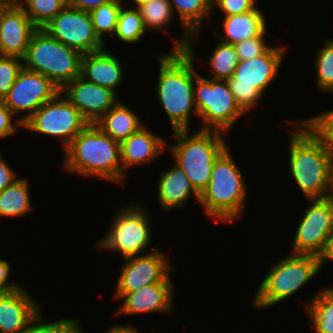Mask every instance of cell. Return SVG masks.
<instances>
[{"instance_id": "1", "label": "cell", "mask_w": 333, "mask_h": 333, "mask_svg": "<svg viewBox=\"0 0 333 333\" xmlns=\"http://www.w3.org/2000/svg\"><path fill=\"white\" fill-rule=\"evenodd\" d=\"M289 134L288 158L291 173L299 191L306 199L329 196L333 174V156L324 142L303 120H292Z\"/></svg>"}, {"instance_id": "2", "label": "cell", "mask_w": 333, "mask_h": 333, "mask_svg": "<svg viewBox=\"0 0 333 333\" xmlns=\"http://www.w3.org/2000/svg\"><path fill=\"white\" fill-rule=\"evenodd\" d=\"M159 62L155 95L173 131L190 128L191 114L198 119L194 98V57L187 50H172Z\"/></svg>"}, {"instance_id": "3", "label": "cell", "mask_w": 333, "mask_h": 333, "mask_svg": "<svg viewBox=\"0 0 333 333\" xmlns=\"http://www.w3.org/2000/svg\"><path fill=\"white\" fill-rule=\"evenodd\" d=\"M63 152L62 171L123 185L120 142L112 139L96 124H88Z\"/></svg>"}, {"instance_id": "4", "label": "cell", "mask_w": 333, "mask_h": 333, "mask_svg": "<svg viewBox=\"0 0 333 333\" xmlns=\"http://www.w3.org/2000/svg\"><path fill=\"white\" fill-rule=\"evenodd\" d=\"M242 171L229 147L214 162L211 180L198 202L214 222L230 223L244 212L248 188Z\"/></svg>"}, {"instance_id": "5", "label": "cell", "mask_w": 333, "mask_h": 333, "mask_svg": "<svg viewBox=\"0 0 333 333\" xmlns=\"http://www.w3.org/2000/svg\"><path fill=\"white\" fill-rule=\"evenodd\" d=\"M190 133V129L173 131L176 144H167L170 146L167 149L194 189L201 194L211 180L214 162L228 148V144L224 139L226 134L217 131Z\"/></svg>"}, {"instance_id": "6", "label": "cell", "mask_w": 333, "mask_h": 333, "mask_svg": "<svg viewBox=\"0 0 333 333\" xmlns=\"http://www.w3.org/2000/svg\"><path fill=\"white\" fill-rule=\"evenodd\" d=\"M319 271L316 255L289 253L272 264L255 291L252 306L263 310L279 304L309 284Z\"/></svg>"}, {"instance_id": "7", "label": "cell", "mask_w": 333, "mask_h": 333, "mask_svg": "<svg viewBox=\"0 0 333 333\" xmlns=\"http://www.w3.org/2000/svg\"><path fill=\"white\" fill-rule=\"evenodd\" d=\"M194 42L186 49L194 57V98L202 127L198 130L217 131L228 135L246 113L239 107L226 80L202 76L195 68Z\"/></svg>"}, {"instance_id": "8", "label": "cell", "mask_w": 333, "mask_h": 333, "mask_svg": "<svg viewBox=\"0 0 333 333\" xmlns=\"http://www.w3.org/2000/svg\"><path fill=\"white\" fill-rule=\"evenodd\" d=\"M82 54L37 29L30 40L23 67L49 78L60 90L80 76Z\"/></svg>"}, {"instance_id": "9", "label": "cell", "mask_w": 333, "mask_h": 333, "mask_svg": "<svg viewBox=\"0 0 333 333\" xmlns=\"http://www.w3.org/2000/svg\"><path fill=\"white\" fill-rule=\"evenodd\" d=\"M286 46H271L264 54L239 61L233 76L226 80L239 107L245 112L254 110L266 89L274 82L282 62Z\"/></svg>"}, {"instance_id": "10", "label": "cell", "mask_w": 333, "mask_h": 333, "mask_svg": "<svg viewBox=\"0 0 333 333\" xmlns=\"http://www.w3.org/2000/svg\"><path fill=\"white\" fill-rule=\"evenodd\" d=\"M133 202L120 208L108 227L106 236L94 245L98 249L108 252H117L123 259L141 255L144 250L151 247L154 251L157 246L151 243V217L145 205Z\"/></svg>"}, {"instance_id": "11", "label": "cell", "mask_w": 333, "mask_h": 333, "mask_svg": "<svg viewBox=\"0 0 333 333\" xmlns=\"http://www.w3.org/2000/svg\"><path fill=\"white\" fill-rule=\"evenodd\" d=\"M87 125L82 114L60 91L23 123V129L42 136L58 137L65 150Z\"/></svg>"}, {"instance_id": "12", "label": "cell", "mask_w": 333, "mask_h": 333, "mask_svg": "<svg viewBox=\"0 0 333 333\" xmlns=\"http://www.w3.org/2000/svg\"><path fill=\"white\" fill-rule=\"evenodd\" d=\"M307 201L309 206L298 221L290 252L317 256L333 234V205L328 197Z\"/></svg>"}, {"instance_id": "13", "label": "cell", "mask_w": 333, "mask_h": 333, "mask_svg": "<svg viewBox=\"0 0 333 333\" xmlns=\"http://www.w3.org/2000/svg\"><path fill=\"white\" fill-rule=\"evenodd\" d=\"M60 91L46 76L23 67L2 102L15 116L26 112L18 118L24 123Z\"/></svg>"}, {"instance_id": "14", "label": "cell", "mask_w": 333, "mask_h": 333, "mask_svg": "<svg viewBox=\"0 0 333 333\" xmlns=\"http://www.w3.org/2000/svg\"><path fill=\"white\" fill-rule=\"evenodd\" d=\"M159 248L146 254L125 258L116 281L115 293H128L154 283H172L171 266L168 255Z\"/></svg>"}, {"instance_id": "15", "label": "cell", "mask_w": 333, "mask_h": 333, "mask_svg": "<svg viewBox=\"0 0 333 333\" xmlns=\"http://www.w3.org/2000/svg\"><path fill=\"white\" fill-rule=\"evenodd\" d=\"M43 29L82 55L106 46L95 33L89 12L69 6L63 8Z\"/></svg>"}, {"instance_id": "16", "label": "cell", "mask_w": 333, "mask_h": 333, "mask_svg": "<svg viewBox=\"0 0 333 333\" xmlns=\"http://www.w3.org/2000/svg\"><path fill=\"white\" fill-rule=\"evenodd\" d=\"M61 92L88 124H96L119 101V94L113 90L89 82L81 76L67 84Z\"/></svg>"}, {"instance_id": "17", "label": "cell", "mask_w": 333, "mask_h": 333, "mask_svg": "<svg viewBox=\"0 0 333 333\" xmlns=\"http://www.w3.org/2000/svg\"><path fill=\"white\" fill-rule=\"evenodd\" d=\"M174 283H154L128 293H113L121 299L116 310L118 315H141L145 313L171 314L174 304Z\"/></svg>"}, {"instance_id": "18", "label": "cell", "mask_w": 333, "mask_h": 333, "mask_svg": "<svg viewBox=\"0 0 333 333\" xmlns=\"http://www.w3.org/2000/svg\"><path fill=\"white\" fill-rule=\"evenodd\" d=\"M37 29L14 1L0 16V55L23 58Z\"/></svg>"}, {"instance_id": "19", "label": "cell", "mask_w": 333, "mask_h": 333, "mask_svg": "<svg viewBox=\"0 0 333 333\" xmlns=\"http://www.w3.org/2000/svg\"><path fill=\"white\" fill-rule=\"evenodd\" d=\"M23 286L0 293V333H24L42 309Z\"/></svg>"}, {"instance_id": "20", "label": "cell", "mask_w": 333, "mask_h": 333, "mask_svg": "<svg viewBox=\"0 0 333 333\" xmlns=\"http://www.w3.org/2000/svg\"><path fill=\"white\" fill-rule=\"evenodd\" d=\"M167 141L146 125L120 142V158L123 169V184L127 169L154 161L167 151ZM166 150V151H165Z\"/></svg>"}, {"instance_id": "21", "label": "cell", "mask_w": 333, "mask_h": 333, "mask_svg": "<svg viewBox=\"0 0 333 333\" xmlns=\"http://www.w3.org/2000/svg\"><path fill=\"white\" fill-rule=\"evenodd\" d=\"M124 73L120 59L106 48L82 55L80 76L117 94V87L123 84Z\"/></svg>"}, {"instance_id": "22", "label": "cell", "mask_w": 333, "mask_h": 333, "mask_svg": "<svg viewBox=\"0 0 333 333\" xmlns=\"http://www.w3.org/2000/svg\"><path fill=\"white\" fill-rule=\"evenodd\" d=\"M159 176L158 185H156L157 200L164 211L183 209L191 196L199 202L200 194L177 163H174L167 171H161Z\"/></svg>"}, {"instance_id": "23", "label": "cell", "mask_w": 333, "mask_h": 333, "mask_svg": "<svg viewBox=\"0 0 333 333\" xmlns=\"http://www.w3.org/2000/svg\"><path fill=\"white\" fill-rule=\"evenodd\" d=\"M174 14H178L183 36L174 42L172 50H186L189 42L199 40L202 22L212 19V0H169ZM176 11V12H175ZM204 20V21H203Z\"/></svg>"}, {"instance_id": "24", "label": "cell", "mask_w": 333, "mask_h": 333, "mask_svg": "<svg viewBox=\"0 0 333 333\" xmlns=\"http://www.w3.org/2000/svg\"><path fill=\"white\" fill-rule=\"evenodd\" d=\"M223 18L221 24L223 36L219 37L216 33L213 35L217 41L227 44L235 45L246 39L257 37L267 28V18L257 6L252 11Z\"/></svg>"}, {"instance_id": "25", "label": "cell", "mask_w": 333, "mask_h": 333, "mask_svg": "<svg viewBox=\"0 0 333 333\" xmlns=\"http://www.w3.org/2000/svg\"><path fill=\"white\" fill-rule=\"evenodd\" d=\"M141 121L135 111L118 101L96 125L112 139L121 142L144 126Z\"/></svg>"}, {"instance_id": "26", "label": "cell", "mask_w": 333, "mask_h": 333, "mask_svg": "<svg viewBox=\"0 0 333 333\" xmlns=\"http://www.w3.org/2000/svg\"><path fill=\"white\" fill-rule=\"evenodd\" d=\"M29 185V181L21 177L0 192L1 217L22 218L31 212L33 205Z\"/></svg>"}, {"instance_id": "27", "label": "cell", "mask_w": 333, "mask_h": 333, "mask_svg": "<svg viewBox=\"0 0 333 333\" xmlns=\"http://www.w3.org/2000/svg\"><path fill=\"white\" fill-rule=\"evenodd\" d=\"M304 303L314 332L333 333V287L322 288Z\"/></svg>"}, {"instance_id": "28", "label": "cell", "mask_w": 333, "mask_h": 333, "mask_svg": "<svg viewBox=\"0 0 333 333\" xmlns=\"http://www.w3.org/2000/svg\"><path fill=\"white\" fill-rule=\"evenodd\" d=\"M218 42L208 59L209 78L228 80L233 76L235 68L239 64L238 54L234 45Z\"/></svg>"}, {"instance_id": "29", "label": "cell", "mask_w": 333, "mask_h": 333, "mask_svg": "<svg viewBox=\"0 0 333 333\" xmlns=\"http://www.w3.org/2000/svg\"><path fill=\"white\" fill-rule=\"evenodd\" d=\"M126 6L128 4H124L119 12L116 30L113 35L120 42H123L122 44H137L143 39L147 30L143 24L139 10L134 7L126 8Z\"/></svg>"}, {"instance_id": "30", "label": "cell", "mask_w": 333, "mask_h": 333, "mask_svg": "<svg viewBox=\"0 0 333 333\" xmlns=\"http://www.w3.org/2000/svg\"><path fill=\"white\" fill-rule=\"evenodd\" d=\"M15 2L38 29H43L67 6L66 0H15Z\"/></svg>"}, {"instance_id": "31", "label": "cell", "mask_w": 333, "mask_h": 333, "mask_svg": "<svg viewBox=\"0 0 333 333\" xmlns=\"http://www.w3.org/2000/svg\"><path fill=\"white\" fill-rule=\"evenodd\" d=\"M124 4H126L124 0H112L89 12L94 31L104 44H106L105 36L108 34L113 36L119 12Z\"/></svg>"}, {"instance_id": "32", "label": "cell", "mask_w": 333, "mask_h": 333, "mask_svg": "<svg viewBox=\"0 0 333 333\" xmlns=\"http://www.w3.org/2000/svg\"><path fill=\"white\" fill-rule=\"evenodd\" d=\"M137 9L147 31L159 29L166 33L165 27L169 26L172 20L174 21L175 14L169 0H153L138 6Z\"/></svg>"}, {"instance_id": "33", "label": "cell", "mask_w": 333, "mask_h": 333, "mask_svg": "<svg viewBox=\"0 0 333 333\" xmlns=\"http://www.w3.org/2000/svg\"><path fill=\"white\" fill-rule=\"evenodd\" d=\"M316 84L319 91L333 94V38L327 39L316 52Z\"/></svg>"}, {"instance_id": "34", "label": "cell", "mask_w": 333, "mask_h": 333, "mask_svg": "<svg viewBox=\"0 0 333 333\" xmlns=\"http://www.w3.org/2000/svg\"><path fill=\"white\" fill-rule=\"evenodd\" d=\"M42 311L33 318L24 333H83L81 319L78 317L63 318L46 323L42 320Z\"/></svg>"}, {"instance_id": "35", "label": "cell", "mask_w": 333, "mask_h": 333, "mask_svg": "<svg viewBox=\"0 0 333 333\" xmlns=\"http://www.w3.org/2000/svg\"><path fill=\"white\" fill-rule=\"evenodd\" d=\"M312 131L324 142L325 147L333 156V109L319 115L303 119Z\"/></svg>"}, {"instance_id": "36", "label": "cell", "mask_w": 333, "mask_h": 333, "mask_svg": "<svg viewBox=\"0 0 333 333\" xmlns=\"http://www.w3.org/2000/svg\"><path fill=\"white\" fill-rule=\"evenodd\" d=\"M22 69V58L0 55V101L8 94Z\"/></svg>"}, {"instance_id": "37", "label": "cell", "mask_w": 333, "mask_h": 333, "mask_svg": "<svg viewBox=\"0 0 333 333\" xmlns=\"http://www.w3.org/2000/svg\"><path fill=\"white\" fill-rule=\"evenodd\" d=\"M268 32L266 28L259 36L236 43L234 47L239 61L250 60L264 54L271 47L265 41Z\"/></svg>"}, {"instance_id": "38", "label": "cell", "mask_w": 333, "mask_h": 333, "mask_svg": "<svg viewBox=\"0 0 333 333\" xmlns=\"http://www.w3.org/2000/svg\"><path fill=\"white\" fill-rule=\"evenodd\" d=\"M257 0H213V12L215 7L223 12L224 16L243 14L252 11L257 5Z\"/></svg>"}, {"instance_id": "39", "label": "cell", "mask_w": 333, "mask_h": 333, "mask_svg": "<svg viewBox=\"0 0 333 333\" xmlns=\"http://www.w3.org/2000/svg\"><path fill=\"white\" fill-rule=\"evenodd\" d=\"M15 115L0 101V139L17 133V127L23 128V123L15 119Z\"/></svg>"}, {"instance_id": "40", "label": "cell", "mask_w": 333, "mask_h": 333, "mask_svg": "<svg viewBox=\"0 0 333 333\" xmlns=\"http://www.w3.org/2000/svg\"><path fill=\"white\" fill-rule=\"evenodd\" d=\"M10 271V263L5 259H0V293L12 291L21 286L17 283L9 281Z\"/></svg>"}, {"instance_id": "41", "label": "cell", "mask_w": 333, "mask_h": 333, "mask_svg": "<svg viewBox=\"0 0 333 333\" xmlns=\"http://www.w3.org/2000/svg\"><path fill=\"white\" fill-rule=\"evenodd\" d=\"M8 164L0 153V192L11 186L18 179V173Z\"/></svg>"}, {"instance_id": "42", "label": "cell", "mask_w": 333, "mask_h": 333, "mask_svg": "<svg viewBox=\"0 0 333 333\" xmlns=\"http://www.w3.org/2000/svg\"><path fill=\"white\" fill-rule=\"evenodd\" d=\"M112 0H66V4L69 7L82 10L84 12H91L100 5L108 3Z\"/></svg>"}, {"instance_id": "43", "label": "cell", "mask_w": 333, "mask_h": 333, "mask_svg": "<svg viewBox=\"0 0 333 333\" xmlns=\"http://www.w3.org/2000/svg\"><path fill=\"white\" fill-rule=\"evenodd\" d=\"M320 270L326 262L333 261V234H331L326 240L322 251L317 255Z\"/></svg>"}, {"instance_id": "44", "label": "cell", "mask_w": 333, "mask_h": 333, "mask_svg": "<svg viewBox=\"0 0 333 333\" xmlns=\"http://www.w3.org/2000/svg\"><path fill=\"white\" fill-rule=\"evenodd\" d=\"M105 331V333H140V331H138L137 328L131 326V324L113 325Z\"/></svg>"}, {"instance_id": "45", "label": "cell", "mask_w": 333, "mask_h": 333, "mask_svg": "<svg viewBox=\"0 0 333 333\" xmlns=\"http://www.w3.org/2000/svg\"><path fill=\"white\" fill-rule=\"evenodd\" d=\"M132 2V5L133 6H130V7H134V8H137L138 6L144 4V3H147V2H151L153 0H131Z\"/></svg>"}, {"instance_id": "46", "label": "cell", "mask_w": 333, "mask_h": 333, "mask_svg": "<svg viewBox=\"0 0 333 333\" xmlns=\"http://www.w3.org/2000/svg\"><path fill=\"white\" fill-rule=\"evenodd\" d=\"M328 198L330 199V201L332 202V205H333V174H332V180H331V184H330V192H329Z\"/></svg>"}, {"instance_id": "47", "label": "cell", "mask_w": 333, "mask_h": 333, "mask_svg": "<svg viewBox=\"0 0 333 333\" xmlns=\"http://www.w3.org/2000/svg\"><path fill=\"white\" fill-rule=\"evenodd\" d=\"M15 0H0V6H10Z\"/></svg>"}, {"instance_id": "48", "label": "cell", "mask_w": 333, "mask_h": 333, "mask_svg": "<svg viewBox=\"0 0 333 333\" xmlns=\"http://www.w3.org/2000/svg\"><path fill=\"white\" fill-rule=\"evenodd\" d=\"M9 6H0V16L2 14V12Z\"/></svg>"}]
</instances>
